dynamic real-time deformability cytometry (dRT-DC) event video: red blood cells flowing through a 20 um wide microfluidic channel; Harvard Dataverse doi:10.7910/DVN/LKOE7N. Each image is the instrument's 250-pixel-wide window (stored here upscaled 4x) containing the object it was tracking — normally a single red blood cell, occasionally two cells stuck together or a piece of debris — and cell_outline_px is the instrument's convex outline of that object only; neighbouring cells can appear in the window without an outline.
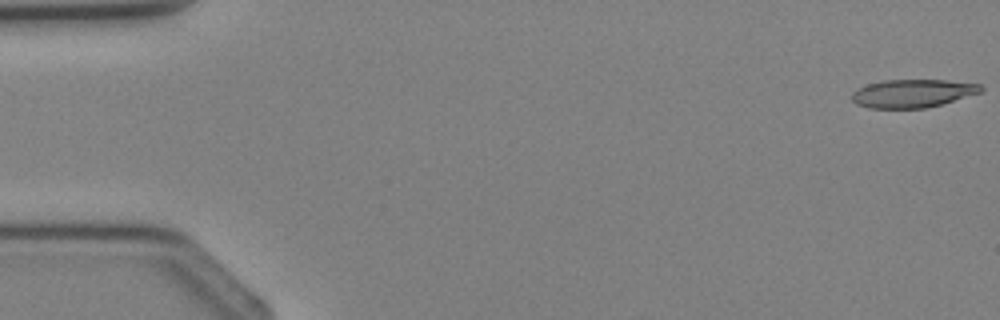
{"species": "Egyptian fruit bat (a non-hibernating species)", "species_latin": "Rousettus aegyptiacus", "temperature_condition": "cold", "stored_images_in_passage": 3, "camera_frame_rate_fps": 3000, "um_per_image_px": 0.085, "animal": {"sex": "female"}, "frame": {"image": 1, "passage_image": 1, "time_ms": 0.0, "image_size_px": [1000, 320], "cell_outline_px": [[984, 88], [980, 92], [940, 104], [924, 108], [868, 108], [856, 104], [852, 100], [852, 92], [868, 84], [884, 80], [944, 80], [980, 84]], "centroid_in_image_um": [77.54, 7.93], "position_along_channel_um": 7.5, "area_um2": 20.87}}